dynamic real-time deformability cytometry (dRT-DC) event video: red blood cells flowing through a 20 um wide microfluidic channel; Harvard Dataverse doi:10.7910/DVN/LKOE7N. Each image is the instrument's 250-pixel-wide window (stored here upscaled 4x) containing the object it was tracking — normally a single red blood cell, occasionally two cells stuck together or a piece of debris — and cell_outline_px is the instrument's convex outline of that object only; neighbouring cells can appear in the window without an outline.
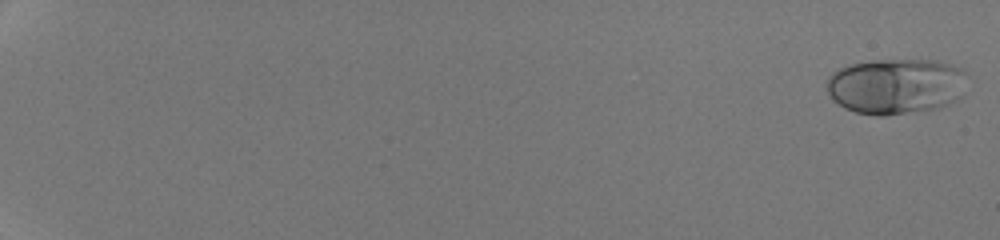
{"species": "human", "species_latin": "Homo sapiens", "temperature_condition": "room temperature", "stored_images_in_passage": 52, "camera_frame_rate_fps": 3000, "um_per_image_px": 0.085, "donor": {"sex": "male"}, "frame": {"image": 1, "passage_image": 1, "time_ms": 0.0, "image_size_px": [1000, 240], "cell_outline_px": [[964, 72], [960, 96], [956, 100], [948, 104], [936, 108], [884, 116], [876, 116], [856, 112], [844, 108], [832, 100], [828, 92], [828, 76], [832, 72], [840, 68], [852, 64], [876, 60], [936, 60], [964, 68]], "centroid_in_image_um": [76.11, 7.32], "position_along_channel_um": 8.9, "area_um2": 45.32}}
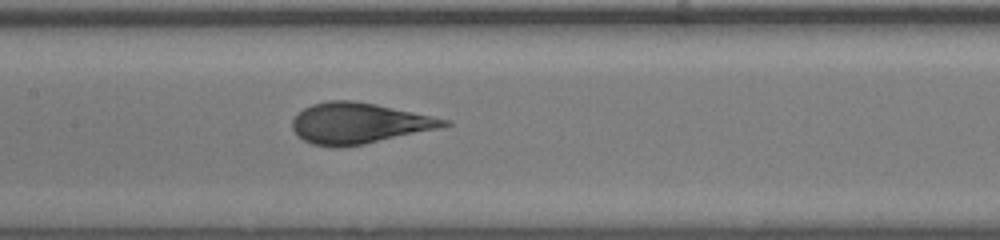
{"frame": {"image": 2, "passage_image": 30, "time_ms": 9.667, "image_size_px": [1000, 240], "cell_outline_px": [[452, 124], [444, 128], [364, 144], [336, 148], [312, 144], [304, 140], [292, 128], [292, 120], [296, 112], [312, 104], [328, 100], [352, 100], [376, 104], [452, 120]], "centroid_in_image_um": [30.55, 10.47], "position_along_channel_um": 176.9, "area_um2": 36.41}}
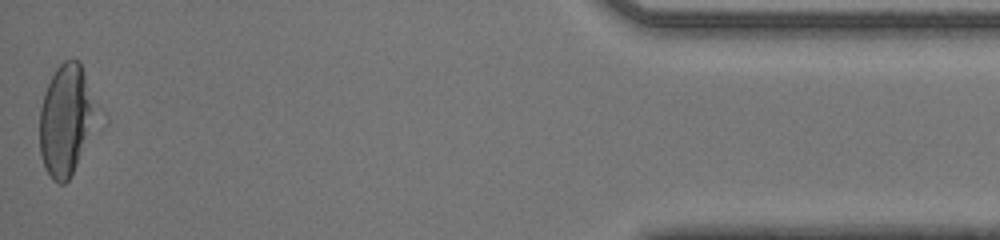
{"frame": {"image": 3, "passage_image": 52, "time_ms": 17.0, "image_size_px": [1000, 240], "cell_outline_px": [[88, 112], [84, 136], [76, 164], [68, 180], [64, 184], [60, 184], [52, 180], [44, 168], [40, 152], [40, 108], [44, 92], [56, 68], [64, 60], [80, 60], [84, 76], [88, 100]], "centroid_in_image_um": [5.39, 10.23], "position_along_channel_um": 429.8, "area_um2": 33.0}, "authors_computed_cell_mechanics": {"area_um2": 36.9342, "velocity_mm_per_s": 4.3172, "shape_relaxation_time_tau1_ms": 4.6583, "shape_relaxation_time_tau2_ms": null, "deformation_change_tau1": 0.2041, "deformation_change_tau2": null}}